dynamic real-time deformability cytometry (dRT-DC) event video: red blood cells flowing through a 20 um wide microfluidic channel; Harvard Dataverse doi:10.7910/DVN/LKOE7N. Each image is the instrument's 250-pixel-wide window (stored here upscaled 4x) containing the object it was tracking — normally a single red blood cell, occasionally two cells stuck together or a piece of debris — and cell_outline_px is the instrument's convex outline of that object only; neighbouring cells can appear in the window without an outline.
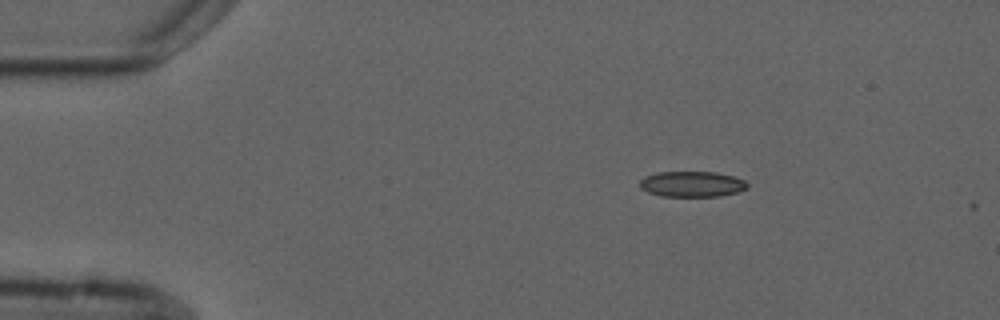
{"species": "common noctule bat (a hibernating species)", "species_latin": "Nyctalus noctula", "temperature_condition": "cold", "stored_images_in_passage": 2, "camera_frame_rate_fps": 3000, "um_per_image_px": 0.085, "animal": {"sex": "male", "forearm_length_mm": 52.5}, "frame": {"image": 1, "passage_image": 1, "time_ms": 0.0, "image_size_px": [1000, 320], "cell_outline_px": [[748, 188], [736, 192], [720, 196], [660, 196], [648, 192], [640, 188], [640, 180], [644, 176], [656, 172], [716, 172], [732, 176], [744, 180], [748, 184]], "centroid_in_image_um": [58.79, 15.64], "position_along_channel_um": 26.2, "area_um2": 16.07}}